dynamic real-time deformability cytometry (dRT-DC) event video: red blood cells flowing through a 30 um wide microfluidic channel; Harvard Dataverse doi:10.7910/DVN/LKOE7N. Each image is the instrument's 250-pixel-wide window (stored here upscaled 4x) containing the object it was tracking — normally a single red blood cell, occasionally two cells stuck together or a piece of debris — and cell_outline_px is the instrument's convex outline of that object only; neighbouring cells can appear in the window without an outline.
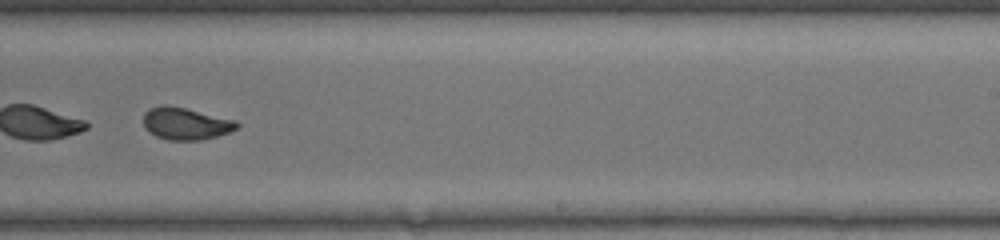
{"species": "common noctule bat (a hibernating species)", "species_latin": "Nyctalus noctula", "temperature_condition": "warm", "stored_images_in_passage": 51, "segment_of_instrument_passage": [2, 2], "camera_frame_rate_fps": 3000, "um_per_image_px": 0.085, "animal": {"sex": "female", "body_mass_g": 17.0, "forearm_length_mm": 48.0}, "frame": {"image": 1, "passage_image": 34, "time_ms": 11.0, "image_size_px": [1000, 240], "cell_outline_px": [[240, 124], [236, 128], [228, 132], [216, 136], [200, 140], [168, 140], [156, 136], [148, 132], [144, 128], [144, 112], [160, 104], [168, 104], [236, 120]], "centroid_in_image_um": [15.75, 10.5], "position_along_channel_um": 273.2, "area_um2": 17.51}}
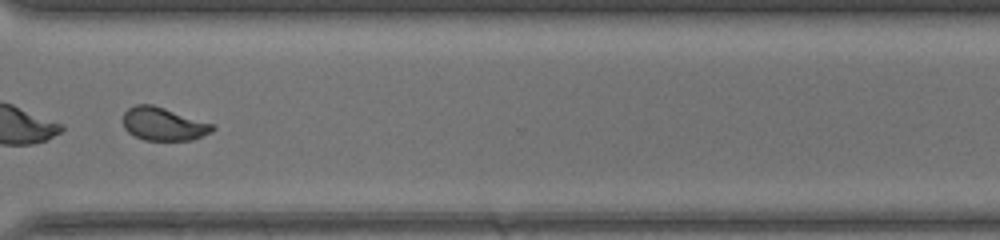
{"frame": {"image": 2, "passage_image": 40, "time_ms": 13.0, "image_size_px": [1000, 240], "cell_outline_px": [[216, 128], [212, 132], [192, 140], [144, 140], [128, 132], [124, 128], [124, 112], [128, 108], [136, 104], [152, 104], [212, 124]], "centroid_in_image_um": [13.88, 10.54], "position_along_channel_um": 356.7, "area_um2": 17.05}}